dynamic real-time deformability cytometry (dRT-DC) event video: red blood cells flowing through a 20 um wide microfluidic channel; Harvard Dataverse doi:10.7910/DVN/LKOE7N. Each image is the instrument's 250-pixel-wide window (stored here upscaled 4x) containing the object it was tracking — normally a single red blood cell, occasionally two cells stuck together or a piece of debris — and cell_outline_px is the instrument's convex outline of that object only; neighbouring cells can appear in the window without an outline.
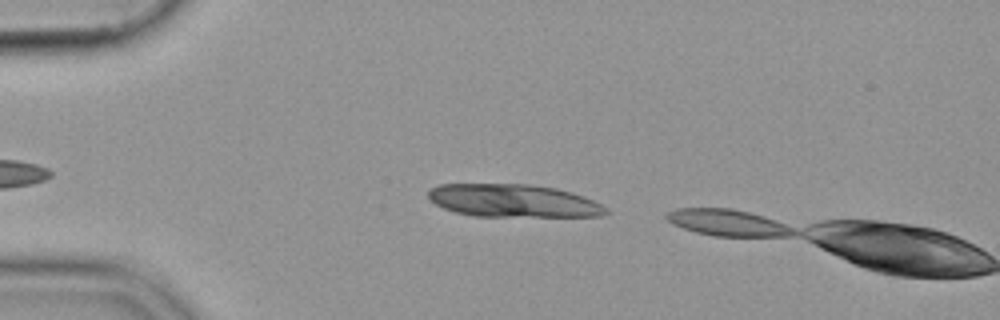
{"species": "common noctule bat (a hibernating species)", "species_latin": "Nyctalus noctula", "temperature_condition": "cold", "stored_images_in_passage": 4, "camera_frame_rate_fps": 3000, "um_per_image_px": 0.085, "animal": {"sex": "female", "body_mass_g": 19.9}, "frame": {"image": 1, "passage_image": 3, "time_ms": 0.667, "image_size_px": [1000, 320], "cell_outline_px": [[608, 212], [600, 216], [476, 216], [456, 212], [444, 208], [436, 204], [428, 196], [428, 192], [432, 188], [440, 184], [528, 184], [556, 188], [572, 192], [584, 196], [600, 204]], "centroid_in_image_um": [43.62, 17.06], "position_along_channel_um": 41.4, "area_um2": 33.7}}